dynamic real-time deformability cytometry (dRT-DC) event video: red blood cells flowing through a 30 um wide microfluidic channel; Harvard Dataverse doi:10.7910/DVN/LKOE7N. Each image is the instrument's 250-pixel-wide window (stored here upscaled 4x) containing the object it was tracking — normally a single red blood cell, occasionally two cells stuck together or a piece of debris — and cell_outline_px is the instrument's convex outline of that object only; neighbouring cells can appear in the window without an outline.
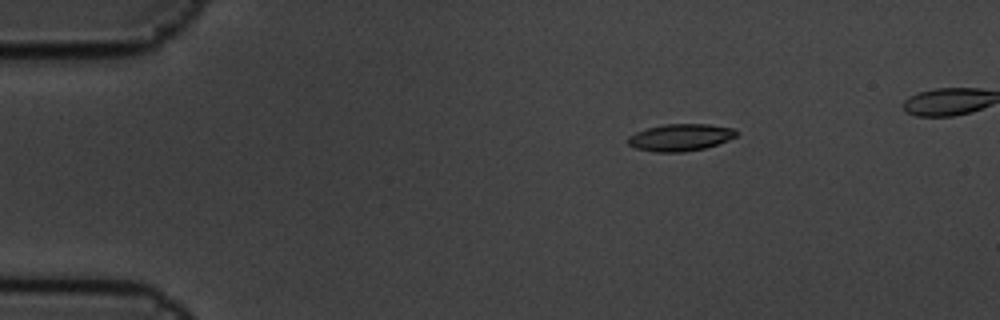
{"species": "common noctule bat (a hibernating species)", "species_latin": "Nyctalus noctula", "temperature_condition": "cold", "stored_images_in_passage": 10, "camera_frame_rate_fps": 3000, "um_per_image_px": 0.085, "animal": {"sex": "male", "body_mass_g": 19.5, "forearm_length_mm": 54.6}, "frame": {"image": 1, "passage_image": 4, "time_ms": 1.0, "image_size_px": [1000, 320], "cell_outline_px": [[740, 132], [736, 136], [728, 140], [704, 148], [684, 152], [656, 152], [636, 148], [628, 144], [628, 136], [636, 132], [648, 128], [664, 124], [708, 124], [736, 128]], "centroid_in_image_um": [57.87, 11.67], "position_along_channel_um": 27.1, "area_um2": 17.11}}
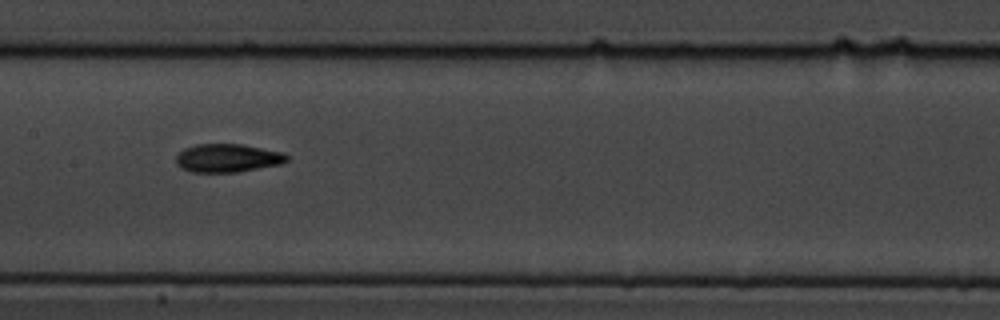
{"frame": {"image": 2, "passage_image": 9, "time_ms": 2.667, "image_size_px": [1000, 320], "cell_outline_px": [[288, 160], [280, 164], [236, 172], [192, 172], [180, 168], [176, 164], [176, 156], [184, 148], [196, 144], [240, 144], [284, 152], [288, 156]], "centroid_in_image_um": [19.32, 13.43], "position_along_channel_um": 188.1, "area_um2": 18.26}}
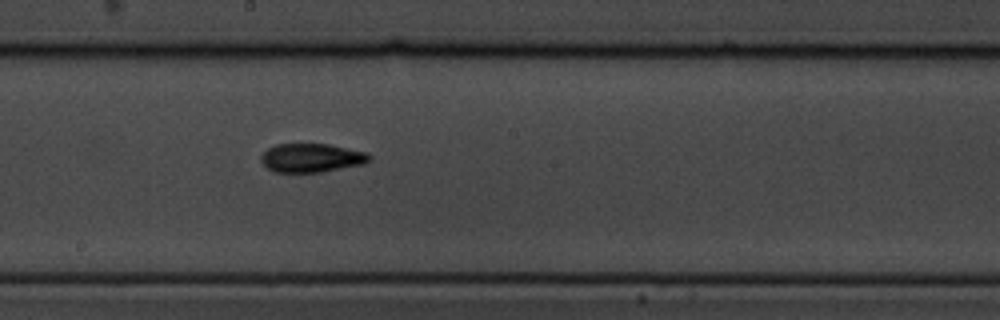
{"frame": {"image": 3, "passage_image": 10, "time_ms": 3.0, "image_size_px": [1000, 320], "cell_outline_px": [[372, 160], [364, 164], [320, 172], [272, 172], [260, 160], [260, 156], [268, 148], [276, 144], [328, 144], [368, 152], [372, 156]], "centroid_in_image_um": [26.5, 13.42], "position_along_channel_um": 221.7, "area_um2": 18.26}}